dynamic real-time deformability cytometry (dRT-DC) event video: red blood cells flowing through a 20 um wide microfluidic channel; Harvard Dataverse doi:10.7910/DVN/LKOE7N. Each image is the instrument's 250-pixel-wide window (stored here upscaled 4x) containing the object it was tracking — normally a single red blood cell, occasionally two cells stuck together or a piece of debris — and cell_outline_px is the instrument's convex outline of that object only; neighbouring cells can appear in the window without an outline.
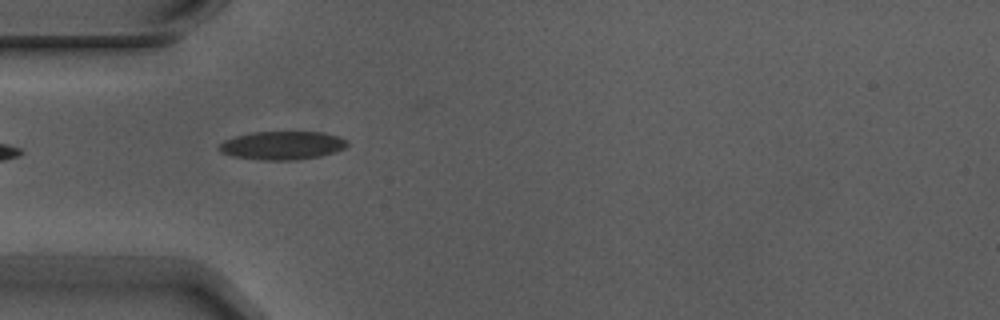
{"species": "Egyptian fruit bat (a non-hibernating species)", "species_latin": "Rousettus aegyptiacus", "temperature_condition": "warm", "stored_images_in_passage": 8, "camera_frame_rate_fps": 3000, "um_per_image_px": 0.085, "animal": {"sex": "male"}, "frame": {"image": 1, "passage_image": 6, "time_ms": 1.667, "image_size_px": [1000, 320], "cell_outline_px": [[348, 144], [344, 148], [336, 152], [320, 156], [296, 160], [260, 160], [232, 156], [220, 152], [216, 148], [224, 140], [236, 136], [252, 132], [324, 132], [340, 136], [348, 140]], "centroid_in_image_um": [24.0, 12.36], "position_along_channel_um": 61.0, "area_um2": 21.44}}
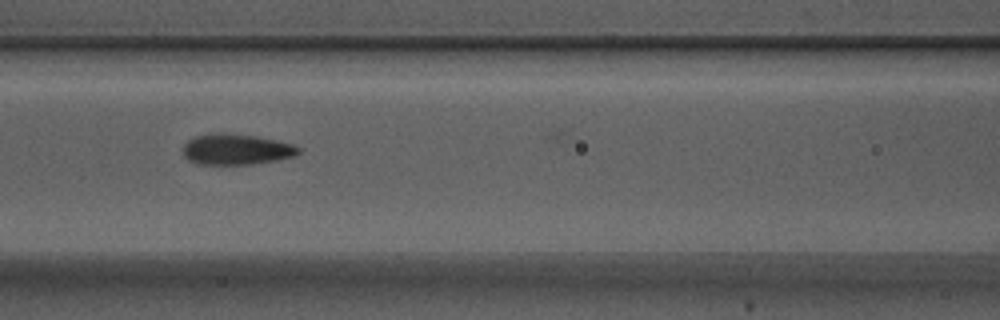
{"frame": {"image": 2, "passage_image": 8, "time_ms": 2.333, "image_size_px": [1000, 320], "cell_outline_px": [[300, 152], [292, 156], [276, 160], [248, 164], [200, 164], [188, 160], [184, 156], [184, 144], [188, 140], [196, 136], [220, 132], [224, 132], [256, 136], [292, 144], [300, 148]], "centroid_in_image_um": [20.05, 12.68], "position_along_channel_um": 146.5, "area_um2": 20.46}}